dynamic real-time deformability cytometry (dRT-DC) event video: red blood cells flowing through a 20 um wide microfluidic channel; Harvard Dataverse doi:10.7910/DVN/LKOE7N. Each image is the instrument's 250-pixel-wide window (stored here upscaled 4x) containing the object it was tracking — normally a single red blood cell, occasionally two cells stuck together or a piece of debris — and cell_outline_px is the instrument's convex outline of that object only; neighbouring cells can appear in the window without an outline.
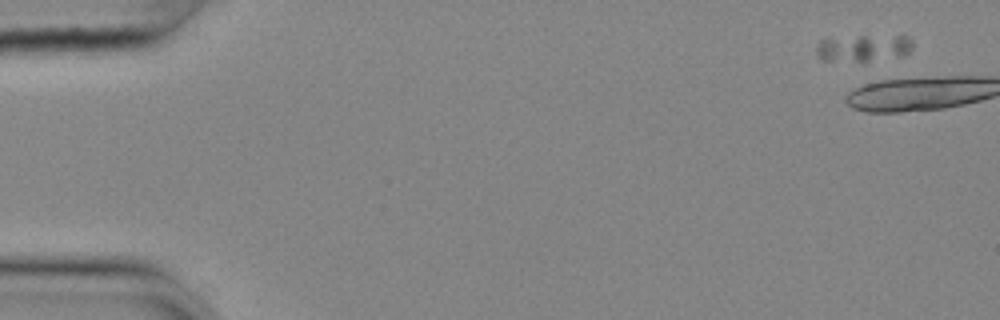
{"species": "common noctule bat (a hibernating species)", "species_latin": "Nyctalus noctula", "temperature_condition": "cold", "stored_images_in_passage": 2, "camera_frame_rate_fps": 3000, "um_per_image_px": 0.085, "animal": {"sex": "female", "body_mass_g": 25.1}, "frame": {"image": 1, "passage_image": 1, "time_ms": 0.0, "image_size_px": [1000, 320], "cell_outline_px": [[912, 48], [904, 56], [864, 64], [824, 60], [816, 56], [816, 44], [820, 40], [828, 36], [908, 36], [912, 40]], "centroid_in_image_um": [73.33, 4.12], "position_along_channel_um": 11.7, "area_um2": 16.3}}